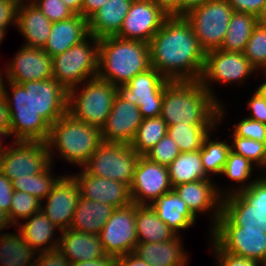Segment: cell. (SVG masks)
<instances>
[{
  "mask_svg": "<svg viewBox=\"0 0 266 266\" xmlns=\"http://www.w3.org/2000/svg\"><path fill=\"white\" fill-rule=\"evenodd\" d=\"M151 65L170 81H200L206 52L184 16H169L149 42Z\"/></svg>",
  "mask_w": 266,
  "mask_h": 266,
  "instance_id": "6da1fadb",
  "label": "cell"
},
{
  "mask_svg": "<svg viewBox=\"0 0 266 266\" xmlns=\"http://www.w3.org/2000/svg\"><path fill=\"white\" fill-rule=\"evenodd\" d=\"M200 81H170L164 90L161 117L169 125H218L226 110Z\"/></svg>",
  "mask_w": 266,
  "mask_h": 266,
  "instance_id": "7a4b0ae2",
  "label": "cell"
},
{
  "mask_svg": "<svg viewBox=\"0 0 266 266\" xmlns=\"http://www.w3.org/2000/svg\"><path fill=\"white\" fill-rule=\"evenodd\" d=\"M152 67L148 42L117 36L99 39L97 77L114 86L125 85Z\"/></svg>",
  "mask_w": 266,
  "mask_h": 266,
  "instance_id": "3957f363",
  "label": "cell"
},
{
  "mask_svg": "<svg viewBox=\"0 0 266 266\" xmlns=\"http://www.w3.org/2000/svg\"><path fill=\"white\" fill-rule=\"evenodd\" d=\"M46 143L51 164L54 161L52 159H55L53 153L56 150L60 154L58 156L72 165L82 167L102 143L101 131L94 125L75 119L67 112L50 126Z\"/></svg>",
  "mask_w": 266,
  "mask_h": 266,
  "instance_id": "277c9868",
  "label": "cell"
},
{
  "mask_svg": "<svg viewBox=\"0 0 266 266\" xmlns=\"http://www.w3.org/2000/svg\"><path fill=\"white\" fill-rule=\"evenodd\" d=\"M7 82L11 93L6 88L5 98L10 116V135L13 136V140L47 142L50 126L33 111L32 81L22 85Z\"/></svg>",
  "mask_w": 266,
  "mask_h": 266,
  "instance_id": "5b68a950",
  "label": "cell"
},
{
  "mask_svg": "<svg viewBox=\"0 0 266 266\" xmlns=\"http://www.w3.org/2000/svg\"><path fill=\"white\" fill-rule=\"evenodd\" d=\"M81 85L68 91V113L79 121L101 129L111 112L117 87L98 77L86 80Z\"/></svg>",
  "mask_w": 266,
  "mask_h": 266,
  "instance_id": "8992f818",
  "label": "cell"
},
{
  "mask_svg": "<svg viewBox=\"0 0 266 266\" xmlns=\"http://www.w3.org/2000/svg\"><path fill=\"white\" fill-rule=\"evenodd\" d=\"M98 55L99 39L89 35L62 54L52 57L53 78L68 91L86 80L96 78Z\"/></svg>",
  "mask_w": 266,
  "mask_h": 266,
  "instance_id": "52a82bcc",
  "label": "cell"
},
{
  "mask_svg": "<svg viewBox=\"0 0 266 266\" xmlns=\"http://www.w3.org/2000/svg\"><path fill=\"white\" fill-rule=\"evenodd\" d=\"M222 212L242 231H266V177L223 197Z\"/></svg>",
  "mask_w": 266,
  "mask_h": 266,
  "instance_id": "ba28073f",
  "label": "cell"
},
{
  "mask_svg": "<svg viewBox=\"0 0 266 266\" xmlns=\"http://www.w3.org/2000/svg\"><path fill=\"white\" fill-rule=\"evenodd\" d=\"M233 13L228 0H209L183 16L191 24L201 48L209 52L221 48Z\"/></svg>",
  "mask_w": 266,
  "mask_h": 266,
  "instance_id": "9c48e42d",
  "label": "cell"
},
{
  "mask_svg": "<svg viewBox=\"0 0 266 266\" xmlns=\"http://www.w3.org/2000/svg\"><path fill=\"white\" fill-rule=\"evenodd\" d=\"M139 157L131 145L102 142L81 168L89 175L131 186Z\"/></svg>",
  "mask_w": 266,
  "mask_h": 266,
  "instance_id": "30bf717a",
  "label": "cell"
},
{
  "mask_svg": "<svg viewBox=\"0 0 266 266\" xmlns=\"http://www.w3.org/2000/svg\"><path fill=\"white\" fill-rule=\"evenodd\" d=\"M50 165L48 145L43 141H13L0 153V171L10 181L42 173Z\"/></svg>",
  "mask_w": 266,
  "mask_h": 266,
  "instance_id": "8fae6325",
  "label": "cell"
},
{
  "mask_svg": "<svg viewBox=\"0 0 266 266\" xmlns=\"http://www.w3.org/2000/svg\"><path fill=\"white\" fill-rule=\"evenodd\" d=\"M169 82V79L151 67L134 76L125 85L117 86V94L125 101L136 104L143 119L159 117L163 93Z\"/></svg>",
  "mask_w": 266,
  "mask_h": 266,
  "instance_id": "7c38bea8",
  "label": "cell"
},
{
  "mask_svg": "<svg viewBox=\"0 0 266 266\" xmlns=\"http://www.w3.org/2000/svg\"><path fill=\"white\" fill-rule=\"evenodd\" d=\"M210 232L209 237L226 252L257 261L266 258V231H242L222 212Z\"/></svg>",
  "mask_w": 266,
  "mask_h": 266,
  "instance_id": "4fadbf2b",
  "label": "cell"
},
{
  "mask_svg": "<svg viewBox=\"0 0 266 266\" xmlns=\"http://www.w3.org/2000/svg\"><path fill=\"white\" fill-rule=\"evenodd\" d=\"M256 71L255 67L242 52H227L215 49L206 52L205 65L200 82L203 87L218 101L211 82L222 84L243 83ZM210 83V84H209Z\"/></svg>",
  "mask_w": 266,
  "mask_h": 266,
  "instance_id": "5bb4252c",
  "label": "cell"
},
{
  "mask_svg": "<svg viewBox=\"0 0 266 266\" xmlns=\"http://www.w3.org/2000/svg\"><path fill=\"white\" fill-rule=\"evenodd\" d=\"M135 221V203L113 211L98 235L107 256L117 259L134 252L138 244Z\"/></svg>",
  "mask_w": 266,
  "mask_h": 266,
  "instance_id": "9a60e30c",
  "label": "cell"
},
{
  "mask_svg": "<svg viewBox=\"0 0 266 266\" xmlns=\"http://www.w3.org/2000/svg\"><path fill=\"white\" fill-rule=\"evenodd\" d=\"M173 190L168 167L140 156L134 179L130 186L133 203L151 205L155 200Z\"/></svg>",
  "mask_w": 266,
  "mask_h": 266,
  "instance_id": "2e32d148",
  "label": "cell"
},
{
  "mask_svg": "<svg viewBox=\"0 0 266 266\" xmlns=\"http://www.w3.org/2000/svg\"><path fill=\"white\" fill-rule=\"evenodd\" d=\"M168 17L151 0H133L117 37L149 43Z\"/></svg>",
  "mask_w": 266,
  "mask_h": 266,
  "instance_id": "e0dca14e",
  "label": "cell"
},
{
  "mask_svg": "<svg viewBox=\"0 0 266 266\" xmlns=\"http://www.w3.org/2000/svg\"><path fill=\"white\" fill-rule=\"evenodd\" d=\"M80 197L79 184L72 175H62L41 202V210L60 230L69 229Z\"/></svg>",
  "mask_w": 266,
  "mask_h": 266,
  "instance_id": "ac0fdd59",
  "label": "cell"
},
{
  "mask_svg": "<svg viewBox=\"0 0 266 266\" xmlns=\"http://www.w3.org/2000/svg\"><path fill=\"white\" fill-rule=\"evenodd\" d=\"M142 120L138 106L117 94L111 112L100 129L102 142L131 145Z\"/></svg>",
  "mask_w": 266,
  "mask_h": 266,
  "instance_id": "d6986e66",
  "label": "cell"
},
{
  "mask_svg": "<svg viewBox=\"0 0 266 266\" xmlns=\"http://www.w3.org/2000/svg\"><path fill=\"white\" fill-rule=\"evenodd\" d=\"M6 66V79L15 84L53 78L52 57L43 49L22 46Z\"/></svg>",
  "mask_w": 266,
  "mask_h": 266,
  "instance_id": "ffe728a7",
  "label": "cell"
},
{
  "mask_svg": "<svg viewBox=\"0 0 266 266\" xmlns=\"http://www.w3.org/2000/svg\"><path fill=\"white\" fill-rule=\"evenodd\" d=\"M178 196L185 201L188 209L197 217L211 211L212 228L216 226L222 213V189L213 183L212 179L182 183L173 187Z\"/></svg>",
  "mask_w": 266,
  "mask_h": 266,
  "instance_id": "44dd1931",
  "label": "cell"
},
{
  "mask_svg": "<svg viewBox=\"0 0 266 266\" xmlns=\"http://www.w3.org/2000/svg\"><path fill=\"white\" fill-rule=\"evenodd\" d=\"M79 184L80 195L86 199L121 208L133 203L130 186L112 179L81 173L73 175Z\"/></svg>",
  "mask_w": 266,
  "mask_h": 266,
  "instance_id": "7402d4cb",
  "label": "cell"
},
{
  "mask_svg": "<svg viewBox=\"0 0 266 266\" xmlns=\"http://www.w3.org/2000/svg\"><path fill=\"white\" fill-rule=\"evenodd\" d=\"M35 111L49 126L68 112V90L54 78L32 81Z\"/></svg>",
  "mask_w": 266,
  "mask_h": 266,
  "instance_id": "603a6c76",
  "label": "cell"
},
{
  "mask_svg": "<svg viewBox=\"0 0 266 266\" xmlns=\"http://www.w3.org/2000/svg\"><path fill=\"white\" fill-rule=\"evenodd\" d=\"M58 250L72 264L107 256L98 235L70 228L60 232Z\"/></svg>",
  "mask_w": 266,
  "mask_h": 266,
  "instance_id": "cb8c5ba5",
  "label": "cell"
},
{
  "mask_svg": "<svg viewBox=\"0 0 266 266\" xmlns=\"http://www.w3.org/2000/svg\"><path fill=\"white\" fill-rule=\"evenodd\" d=\"M88 21L80 15L52 23L50 35L43 50L51 57L62 54L89 36Z\"/></svg>",
  "mask_w": 266,
  "mask_h": 266,
  "instance_id": "d4e9b609",
  "label": "cell"
},
{
  "mask_svg": "<svg viewBox=\"0 0 266 266\" xmlns=\"http://www.w3.org/2000/svg\"><path fill=\"white\" fill-rule=\"evenodd\" d=\"M16 28L25 38L26 47L43 49L52 22L31 2H23L17 10Z\"/></svg>",
  "mask_w": 266,
  "mask_h": 266,
  "instance_id": "484cf974",
  "label": "cell"
},
{
  "mask_svg": "<svg viewBox=\"0 0 266 266\" xmlns=\"http://www.w3.org/2000/svg\"><path fill=\"white\" fill-rule=\"evenodd\" d=\"M132 2L133 0H107L87 19L89 34L97 39L117 36Z\"/></svg>",
  "mask_w": 266,
  "mask_h": 266,
  "instance_id": "4316f807",
  "label": "cell"
},
{
  "mask_svg": "<svg viewBox=\"0 0 266 266\" xmlns=\"http://www.w3.org/2000/svg\"><path fill=\"white\" fill-rule=\"evenodd\" d=\"M24 224L20 223L18 229L24 241L37 253L49 252L58 249L59 239L54 236L56 230L60 232L55 224H52L42 210L32 214ZM54 235V236H53ZM54 239V240H53Z\"/></svg>",
  "mask_w": 266,
  "mask_h": 266,
  "instance_id": "83f0119b",
  "label": "cell"
},
{
  "mask_svg": "<svg viewBox=\"0 0 266 266\" xmlns=\"http://www.w3.org/2000/svg\"><path fill=\"white\" fill-rule=\"evenodd\" d=\"M181 239L177 235L166 242L138 243L134 253L151 266H187L188 256Z\"/></svg>",
  "mask_w": 266,
  "mask_h": 266,
  "instance_id": "f1b7e54d",
  "label": "cell"
},
{
  "mask_svg": "<svg viewBox=\"0 0 266 266\" xmlns=\"http://www.w3.org/2000/svg\"><path fill=\"white\" fill-rule=\"evenodd\" d=\"M151 207L156 211L159 219L177 235H180V230L188 229L196 222V216L174 190L159 197Z\"/></svg>",
  "mask_w": 266,
  "mask_h": 266,
  "instance_id": "f546056e",
  "label": "cell"
},
{
  "mask_svg": "<svg viewBox=\"0 0 266 266\" xmlns=\"http://www.w3.org/2000/svg\"><path fill=\"white\" fill-rule=\"evenodd\" d=\"M116 208L101 202L86 199L80 195L70 229L99 235Z\"/></svg>",
  "mask_w": 266,
  "mask_h": 266,
  "instance_id": "4dcf8cb0",
  "label": "cell"
},
{
  "mask_svg": "<svg viewBox=\"0 0 266 266\" xmlns=\"http://www.w3.org/2000/svg\"><path fill=\"white\" fill-rule=\"evenodd\" d=\"M135 222L138 243L166 242L177 236L159 219L151 205L136 204Z\"/></svg>",
  "mask_w": 266,
  "mask_h": 266,
  "instance_id": "1f68e13d",
  "label": "cell"
},
{
  "mask_svg": "<svg viewBox=\"0 0 266 266\" xmlns=\"http://www.w3.org/2000/svg\"><path fill=\"white\" fill-rule=\"evenodd\" d=\"M38 253L23 239L19 230L16 233L0 235L1 266H34ZM35 257V258H34ZM33 260V261H32Z\"/></svg>",
  "mask_w": 266,
  "mask_h": 266,
  "instance_id": "d6a6232c",
  "label": "cell"
},
{
  "mask_svg": "<svg viewBox=\"0 0 266 266\" xmlns=\"http://www.w3.org/2000/svg\"><path fill=\"white\" fill-rule=\"evenodd\" d=\"M167 167L172 187L210 179L204 171L200 150L181 152Z\"/></svg>",
  "mask_w": 266,
  "mask_h": 266,
  "instance_id": "836d02e7",
  "label": "cell"
},
{
  "mask_svg": "<svg viewBox=\"0 0 266 266\" xmlns=\"http://www.w3.org/2000/svg\"><path fill=\"white\" fill-rule=\"evenodd\" d=\"M258 19L250 13L234 12L228 24V31L220 49L227 52L244 51Z\"/></svg>",
  "mask_w": 266,
  "mask_h": 266,
  "instance_id": "e575fe53",
  "label": "cell"
},
{
  "mask_svg": "<svg viewBox=\"0 0 266 266\" xmlns=\"http://www.w3.org/2000/svg\"><path fill=\"white\" fill-rule=\"evenodd\" d=\"M218 125H188L181 122L169 125L167 133L176 142L180 152L200 150L205 138Z\"/></svg>",
  "mask_w": 266,
  "mask_h": 266,
  "instance_id": "d590c367",
  "label": "cell"
},
{
  "mask_svg": "<svg viewBox=\"0 0 266 266\" xmlns=\"http://www.w3.org/2000/svg\"><path fill=\"white\" fill-rule=\"evenodd\" d=\"M167 130V123L161 116L144 118L138 127L131 147L140 156H144L148 150L154 147L167 134Z\"/></svg>",
  "mask_w": 266,
  "mask_h": 266,
  "instance_id": "8d00e7d4",
  "label": "cell"
},
{
  "mask_svg": "<svg viewBox=\"0 0 266 266\" xmlns=\"http://www.w3.org/2000/svg\"><path fill=\"white\" fill-rule=\"evenodd\" d=\"M253 165L254 164H252L248 159L230 150L221 175H225L227 178L242 184L243 186H239L238 184L235 189L229 188V190H222V197L238 193L241 190L248 188L254 181L260 178L259 176L253 179V181L251 180L249 183L247 182L252 176V170L254 169Z\"/></svg>",
  "mask_w": 266,
  "mask_h": 266,
  "instance_id": "74e56055",
  "label": "cell"
},
{
  "mask_svg": "<svg viewBox=\"0 0 266 266\" xmlns=\"http://www.w3.org/2000/svg\"><path fill=\"white\" fill-rule=\"evenodd\" d=\"M211 134L205 138L200 149L203 168L205 173L212 178L213 175L221 174L230 152V144L226 141H215L211 139Z\"/></svg>",
  "mask_w": 266,
  "mask_h": 266,
  "instance_id": "f35d334b",
  "label": "cell"
},
{
  "mask_svg": "<svg viewBox=\"0 0 266 266\" xmlns=\"http://www.w3.org/2000/svg\"><path fill=\"white\" fill-rule=\"evenodd\" d=\"M52 164L42 173H38L32 176L24 177V178H16L13 179L12 186L14 191L26 192L33 197L37 198L41 202L47 197V195L51 192L53 185L57 182V180L61 177L54 178L52 174Z\"/></svg>",
  "mask_w": 266,
  "mask_h": 266,
  "instance_id": "ab89813d",
  "label": "cell"
},
{
  "mask_svg": "<svg viewBox=\"0 0 266 266\" xmlns=\"http://www.w3.org/2000/svg\"><path fill=\"white\" fill-rule=\"evenodd\" d=\"M40 210V200L26 192L14 191L8 218L10 223L17 227L21 223V221L19 222L20 218L28 219L32 214Z\"/></svg>",
  "mask_w": 266,
  "mask_h": 266,
  "instance_id": "60d3db41",
  "label": "cell"
},
{
  "mask_svg": "<svg viewBox=\"0 0 266 266\" xmlns=\"http://www.w3.org/2000/svg\"><path fill=\"white\" fill-rule=\"evenodd\" d=\"M233 136V143L230 145L231 151L243 156L248 159L254 167H260L264 170V164L266 161V144L258 142L251 138H241L238 136Z\"/></svg>",
  "mask_w": 266,
  "mask_h": 266,
  "instance_id": "b9f144b4",
  "label": "cell"
},
{
  "mask_svg": "<svg viewBox=\"0 0 266 266\" xmlns=\"http://www.w3.org/2000/svg\"><path fill=\"white\" fill-rule=\"evenodd\" d=\"M245 57L255 67L256 70L260 68L266 62V27L257 25L254 28L246 47L243 51Z\"/></svg>",
  "mask_w": 266,
  "mask_h": 266,
  "instance_id": "7bdbcfd3",
  "label": "cell"
},
{
  "mask_svg": "<svg viewBox=\"0 0 266 266\" xmlns=\"http://www.w3.org/2000/svg\"><path fill=\"white\" fill-rule=\"evenodd\" d=\"M180 153L178 145L167 133L144 156L152 162L168 166Z\"/></svg>",
  "mask_w": 266,
  "mask_h": 266,
  "instance_id": "ee69618b",
  "label": "cell"
},
{
  "mask_svg": "<svg viewBox=\"0 0 266 266\" xmlns=\"http://www.w3.org/2000/svg\"><path fill=\"white\" fill-rule=\"evenodd\" d=\"M31 3L34 4L52 23L76 15L61 0H33Z\"/></svg>",
  "mask_w": 266,
  "mask_h": 266,
  "instance_id": "f6af8a7d",
  "label": "cell"
},
{
  "mask_svg": "<svg viewBox=\"0 0 266 266\" xmlns=\"http://www.w3.org/2000/svg\"><path fill=\"white\" fill-rule=\"evenodd\" d=\"M233 134L241 138H251L266 144V124L245 117L234 125Z\"/></svg>",
  "mask_w": 266,
  "mask_h": 266,
  "instance_id": "bcb514c9",
  "label": "cell"
},
{
  "mask_svg": "<svg viewBox=\"0 0 266 266\" xmlns=\"http://www.w3.org/2000/svg\"><path fill=\"white\" fill-rule=\"evenodd\" d=\"M211 245L217 266H260V261L224 251L212 238Z\"/></svg>",
  "mask_w": 266,
  "mask_h": 266,
  "instance_id": "7dc6e473",
  "label": "cell"
},
{
  "mask_svg": "<svg viewBox=\"0 0 266 266\" xmlns=\"http://www.w3.org/2000/svg\"><path fill=\"white\" fill-rule=\"evenodd\" d=\"M73 264L65 258L60 251L53 250L49 252L38 253L34 266H72Z\"/></svg>",
  "mask_w": 266,
  "mask_h": 266,
  "instance_id": "c3c4849f",
  "label": "cell"
},
{
  "mask_svg": "<svg viewBox=\"0 0 266 266\" xmlns=\"http://www.w3.org/2000/svg\"><path fill=\"white\" fill-rule=\"evenodd\" d=\"M234 12L250 13L256 17L260 14L266 0H228Z\"/></svg>",
  "mask_w": 266,
  "mask_h": 266,
  "instance_id": "681fc988",
  "label": "cell"
},
{
  "mask_svg": "<svg viewBox=\"0 0 266 266\" xmlns=\"http://www.w3.org/2000/svg\"><path fill=\"white\" fill-rule=\"evenodd\" d=\"M247 105L251 111L248 118L266 124V100L254 92Z\"/></svg>",
  "mask_w": 266,
  "mask_h": 266,
  "instance_id": "f907efd6",
  "label": "cell"
},
{
  "mask_svg": "<svg viewBox=\"0 0 266 266\" xmlns=\"http://www.w3.org/2000/svg\"><path fill=\"white\" fill-rule=\"evenodd\" d=\"M18 6L14 2L0 0V29L7 30L10 23L16 26Z\"/></svg>",
  "mask_w": 266,
  "mask_h": 266,
  "instance_id": "816d5d0a",
  "label": "cell"
},
{
  "mask_svg": "<svg viewBox=\"0 0 266 266\" xmlns=\"http://www.w3.org/2000/svg\"><path fill=\"white\" fill-rule=\"evenodd\" d=\"M14 189L12 182L0 171V209L9 214Z\"/></svg>",
  "mask_w": 266,
  "mask_h": 266,
  "instance_id": "f5cc1de1",
  "label": "cell"
},
{
  "mask_svg": "<svg viewBox=\"0 0 266 266\" xmlns=\"http://www.w3.org/2000/svg\"><path fill=\"white\" fill-rule=\"evenodd\" d=\"M117 266H151V265L148 262L142 260L134 252H130L117 258Z\"/></svg>",
  "mask_w": 266,
  "mask_h": 266,
  "instance_id": "db71d44e",
  "label": "cell"
},
{
  "mask_svg": "<svg viewBox=\"0 0 266 266\" xmlns=\"http://www.w3.org/2000/svg\"><path fill=\"white\" fill-rule=\"evenodd\" d=\"M106 2L107 0H82L81 16L88 19Z\"/></svg>",
  "mask_w": 266,
  "mask_h": 266,
  "instance_id": "11a10c76",
  "label": "cell"
},
{
  "mask_svg": "<svg viewBox=\"0 0 266 266\" xmlns=\"http://www.w3.org/2000/svg\"><path fill=\"white\" fill-rule=\"evenodd\" d=\"M169 16H179V0H151Z\"/></svg>",
  "mask_w": 266,
  "mask_h": 266,
  "instance_id": "9f6ffc18",
  "label": "cell"
},
{
  "mask_svg": "<svg viewBox=\"0 0 266 266\" xmlns=\"http://www.w3.org/2000/svg\"><path fill=\"white\" fill-rule=\"evenodd\" d=\"M72 266H117V259L111 256H106L91 261L74 263Z\"/></svg>",
  "mask_w": 266,
  "mask_h": 266,
  "instance_id": "6f0895ef",
  "label": "cell"
},
{
  "mask_svg": "<svg viewBox=\"0 0 266 266\" xmlns=\"http://www.w3.org/2000/svg\"><path fill=\"white\" fill-rule=\"evenodd\" d=\"M0 127H10V116L5 96L0 97Z\"/></svg>",
  "mask_w": 266,
  "mask_h": 266,
  "instance_id": "680465c9",
  "label": "cell"
},
{
  "mask_svg": "<svg viewBox=\"0 0 266 266\" xmlns=\"http://www.w3.org/2000/svg\"><path fill=\"white\" fill-rule=\"evenodd\" d=\"M209 0H179V16H183L190 9L202 5Z\"/></svg>",
  "mask_w": 266,
  "mask_h": 266,
  "instance_id": "91938a15",
  "label": "cell"
},
{
  "mask_svg": "<svg viewBox=\"0 0 266 266\" xmlns=\"http://www.w3.org/2000/svg\"><path fill=\"white\" fill-rule=\"evenodd\" d=\"M67 5L76 15L81 16L82 0H61Z\"/></svg>",
  "mask_w": 266,
  "mask_h": 266,
  "instance_id": "94428289",
  "label": "cell"
},
{
  "mask_svg": "<svg viewBox=\"0 0 266 266\" xmlns=\"http://www.w3.org/2000/svg\"><path fill=\"white\" fill-rule=\"evenodd\" d=\"M12 224L9 221L8 214L0 209V231L6 229V227L10 228Z\"/></svg>",
  "mask_w": 266,
  "mask_h": 266,
  "instance_id": "6125c7cd",
  "label": "cell"
},
{
  "mask_svg": "<svg viewBox=\"0 0 266 266\" xmlns=\"http://www.w3.org/2000/svg\"><path fill=\"white\" fill-rule=\"evenodd\" d=\"M10 129L9 127H0V153L4 151L8 146H3V140L5 137H10Z\"/></svg>",
  "mask_w": 266,
  "mask_h": 266,
  "instance_id": "be15d7a7",
  "label": "cell"
},
{
  "mask_svg": "<svg viewBox=\"0 0 266 266\" xmlns=\"http://www.w3.org/2000/svg\"><path fill=\"white\" fill-rule=\"evenodd\" d=\"M258 19V24L265 26L266 27V3L263 6L262 11L260 12V14L257 16Z\"/></svg>",
  "mask_w": 266,
  "mask_h": 266,
  "instance_id": "e7e4bbea",
  "label": "cell"
},
{
  "mask_svg": "<svg viewBox=\"0 0 266 266\" xmlns=\"http://www.w3.org/2000/svg\"><path fill=\"white\" fill-rule=\"evenodd\" d=\"M255 92L261 97L266 100V81L261 83V85L258 86V88L255 90Z\"/></svg>",
  "mask_w": 266,
  "mask_h": 266,
  "instance_id": "03108f58",
  "label": "cell"
},
{
  "mask_svg": "<svg viewBox=\"0 0 266 266\" xmlns=\"http://www.w3.org/2000/svg\"><path fill=\"white\" fill-rule=\"evenodd\" d=\"M2 71L0 70V97H2V96H5V92H6V86L7 85H5L4 83V81H3V79L4 78H2V73H1Z\"/></svg>",
  "mask_w": 266,
  "mask_h": 266,
  "instance_id": "003e7915",
  "label": "cell"
},
{
  "mask_svg": "<svg viewBox=\"0 0 266 266\" xmlns=\"http://www.w3.org/2000/svg\"><path fill=\"white\" fill-rule=\"evenodd\" d=\"M6 31H7V30L0 29V44L2 43L3 39H4L5 36H6Z\"/></svg>",
  "mask_w": 266,
  "mask_h": 266,
  "instance_id": "a7ac6f4b",
  "label": "cell"
},
{
  "mask_svg": "<svg viewBox=\"0 0 266 266\" xmlns=\"http://www.w3.org/2000/svg\"><path fill=\"white\" fill-rule=\"evenodd\" d=\"M1 1L14 2L18 7L23 3L22 0H1Z\"/></svg>",
  "mask_w": 266,
  "mask_h": 266,
  "instance_id": "89a4df30",
  "label": "cell"
},
{
  "mask_svg": "<svg viewBox=\"0 0 266 266\" xmlns=\"http://www.w3.org/2000/svg\"><path fill=\"white\" fill-rule=\"evenodd\" d=\"M260 69H262L263 74L266 76V62Z\"/></svg>",
  "mask_w": 266,
  "mask_h": 266,
  "instance_id": "2644e50d",
  "label": "cell"
},
{
  "mask_svg": "<svg viewBox=\"0 0 266 266\" xmlns=\"http://www.w3.org/2000/svg\"><path fill=\"white\" fill-rule=\"evenodd\" d=\"M260 266H266V258L262 261H260Z\"/></svg>",
  "mask_w": 266,
  "mask_h": 266,
  "instance_id": "8c879c8a",
  "label": "cell"
},
{
  "mask_svg": "<svg viewBox=\"0 0 266 266\" xmlns=\"http://www.w3.org/2000/svg\"><path fill=\"white\" fill-rule=\"evenodd\" d=\"M263 171H265V172L264 173L262 172L263 175H261V176L266 177V161H265V164H264V170Z\"/></svg>",
  "mask_w": 266,
  "mask_h": 266,
  "instance_id": "753ad0ef",
  "label": "cell"
},
{
  "mask_svg": "<svg viewBox=\"0 0 266 266\" xmlns=\"http://www.w3.org/2000/svg\"><path fill=\"white\" fill-rule=\"evenodd\" d=\"M23 2H32L33 0H22Z\"/></svg>",
  "mask_w": 266,
  "mask_h": 266,
  "instance_id": "34e18365",
  "label": "cell"
}]
</instances>
